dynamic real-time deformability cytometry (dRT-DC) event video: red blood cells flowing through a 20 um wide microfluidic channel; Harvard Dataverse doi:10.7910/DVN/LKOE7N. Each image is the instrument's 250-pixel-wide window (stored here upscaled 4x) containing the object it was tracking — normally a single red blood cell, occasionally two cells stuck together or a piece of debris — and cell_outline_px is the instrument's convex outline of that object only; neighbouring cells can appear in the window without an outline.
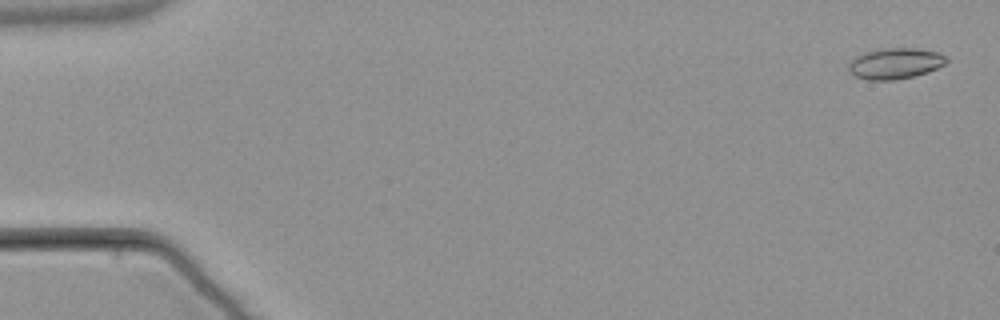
{"species": "common noctule bat (a hibernating species)", "species_latin": "Nyctalus noctula", "temperature_condition": "warm", "stored_images_in_passage": 5, "camera_frame_rate_fps": 3000, "um_per_image_px": 0.085, "animal": {"sex": "male", "body_mass_g": 21.5, "forearm_length_mm": 52.0}, "frame": {"image": 1, "passage_image": 1, "time_ms": 0.0, "image_size_px": [1000, 320], "cell_outline_px": [[948, 60], [944, 64], [928, 72], [896, 80], [868, 80], [856, 76], [848, 68], [848, 64], [856, 56], [864, 52], [880, 48], [916, 48], [936, 52], [944, 56]], "centroid_in_image_um": [76.07, 5.39], "position_along_channel_um": 8.9, "area_um2": 17.46}}
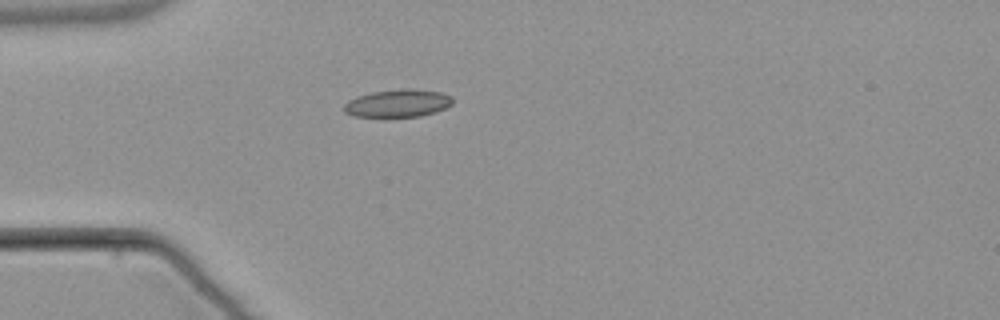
{"frame": {"image": 2, "passage_image": 5, "time_ms": 4.667, "image_size_px": [1000, 320], "cell_outline_px": [[452, 104], [436, 112], [420, 116], [356, 116], [344, 112], [344, 104], [348, 100], [356, 96], [372, 92], [408, 88], [440, 92], [452, 96]], "centroid_in_image_um": [33.81, 8.77], "position_along_channel_um": 51.2, "area_um2": 17.34}}